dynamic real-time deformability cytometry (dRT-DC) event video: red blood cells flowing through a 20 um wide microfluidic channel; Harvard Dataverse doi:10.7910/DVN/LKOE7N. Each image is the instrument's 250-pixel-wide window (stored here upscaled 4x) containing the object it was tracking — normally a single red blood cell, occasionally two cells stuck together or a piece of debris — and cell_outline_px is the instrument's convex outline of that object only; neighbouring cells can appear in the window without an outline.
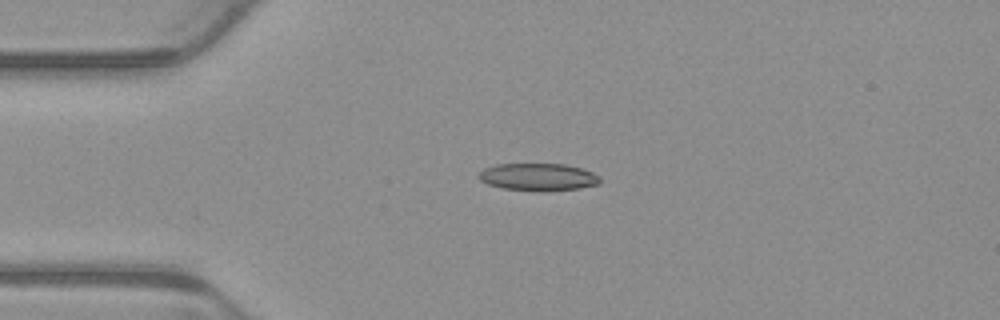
{"species": "common noctule bat (a hibernating species)", "species_latin": "Nyctalus noctula", "temperature_condition": "warm", "stored_images_in_passage": 4, "camera_frame_rate_fps": 3000, "um_per_image_px": 0.085, "animal": {"sex": "male", "body_mass_g": 23.1, "forearm_length_mm": 52.7}, "frame": {"image": 1, "passage_image": 3, "time_ms": 0.667, "image_size_px": [1000, 320], "cell_outline_px": [[600, 184], [580, 188], [544, 192], [540, 192], [500, 188], [488, 184], [480, 180], [476, 176], [484, 168], [496, 164], [564, 164], [580, 168], [592, 172], [600, 176]], "centroid_in_image_um": [45.73, 15.06], "position_along_channel_um": 39.3, "area_um2": 19.65}}